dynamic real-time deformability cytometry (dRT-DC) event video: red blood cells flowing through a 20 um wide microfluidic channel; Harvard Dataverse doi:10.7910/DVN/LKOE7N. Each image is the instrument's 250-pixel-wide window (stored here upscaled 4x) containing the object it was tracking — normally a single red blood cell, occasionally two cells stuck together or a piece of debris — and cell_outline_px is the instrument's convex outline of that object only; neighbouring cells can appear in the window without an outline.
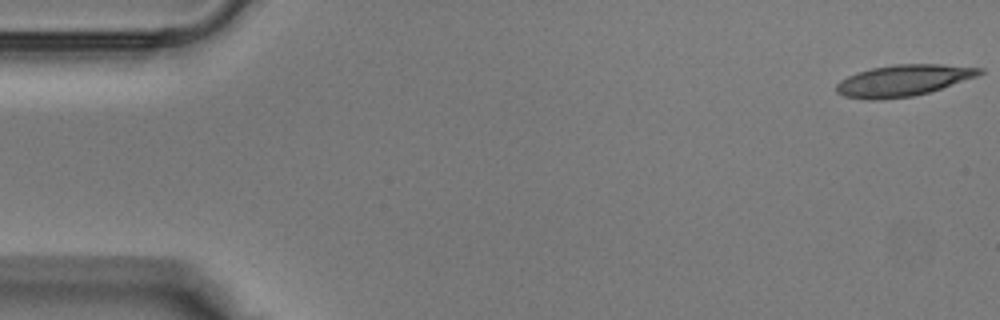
{"species": "Egyptian fruit bat (a non-hibernating species)", "species_latin": "Rousettus aegyptiacus", "temperature_condition": "warm", "stored_images_in_passage": 39, "camera_frame_rate_fps": 3000, "um_per_image_px": 0.085, "animal": {"sex": "male"}, "frame": {"image": 1, "passage_image": 1, "time_ms": 0.0, "image_size_px": [1000, 320], "cell_outline_px": [[984, 72], [980, 76], [928, 92], [912, 96], [880, 100], [868, 100], [844, 96], [836, 92], [836, 84], [840, 80], [848, 76], [872, 68], [896, 64], [944, 64], [984, 68]], "centroid_in_image_um": [76.82, 6.84], "position_along_channel_um": 8.2, "area_um2": 26.24}}
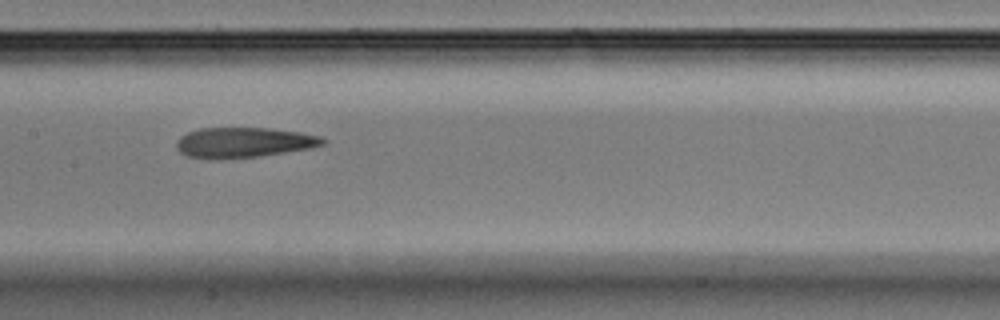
{"frame": {"image": 2, "passage_image": 19, "time_ms": 6.0, "image_size_px": [1000, 320], "cell_outline_px": [[328, 140], [324, 144], [312, 148], [260, 156], [216, 160], [212, 160], [188, 156], [180, 152], [176, 148], [176, 144], [180, 136], [188, 132], [200, 128], [268, 128], [300, 132], [320, 136]], "centroid_in_image_um": [20.71, 12.12], "position_along_channel_um": 186.7, "area_um2": 26.01}}
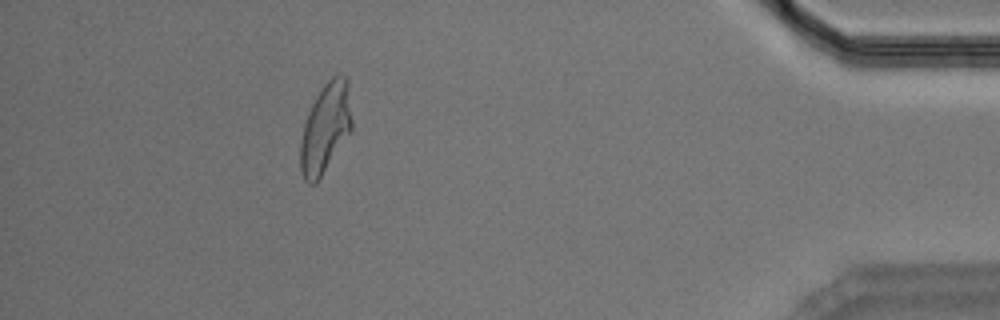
{"frame": {"image": 3, "passage_image": 35, "time_ms": 11.333, "image_size_px": [1000, 320], "cell_outline_px": [[352, 132], [316, 184], [308, 184], [304, 180], [300, 168], [300, 144], [304, 124], [308, 112], [316, 96], [324, 84], [332, 76], [340, 72], [348, 76], [352, 120]], "centroid_in_image_um": [27.69, 10.87], "position_along_channel_um": 407.5, "area_um2": 27.51}}